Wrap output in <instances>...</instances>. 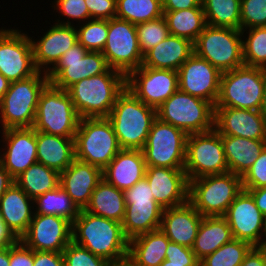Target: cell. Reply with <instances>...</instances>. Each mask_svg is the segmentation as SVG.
Here are the masks:
<instances>
[{
    "instance_id": "16",
    "label": "cell",
    "mask_w": 266,
    "mask_h": 266,
    "mask_svg": "<svg viewBox=\"0 0 266 266\" xmlns=\"http://www.w3.org/2000/svg\"><path fill=\"white\" fill-rule=\"evenodd\" d=\"M126 88L147 106L157 109L179 89L178 71L141 65L126 77Z\"/></svg>"
},
{
    "instance_id": "19",
    "label": "cell",
    "mask_w": 266,
    "mask_h": 266,
    "mask_svg": "<svg viewBox=\"0 0 266 266\" xmlns=\"http://www.w3.org/2000/svg\"><path fill=\"white\" fill-rule=\"evenodd\" d=\"M20 240L35 251L63 252L72 241V223L56 215L34 214Z\"/></svg>"
},
{
    "instance_id": "54",
    "label": "cell",
    "mask_w": 266,
    "mask_h": 266,
    "mask_svg": "<svg viewBox=\"0 0 266 266\" xmlns=\"http://www.w3.org/2000/svg\"><path fill=\"white\" fill-rule=\"evenodd\" d=\"M240 266H266L265 253L259 247H252Z\"/></svg>"
},
{
    "instance_id": "47",
    "label": "cell",
    "mask_w": 266,
    "mask_h": 266,
    "mask_svg": "<svg viewBox=\"0 0 266 266\" xmlns=\"http://www.w3.org/2000/svg\"><path fill=\"white\" fill-rule=\"evenodd\" d=\"M243 189H257L266 186V147L250 169L241 177Z\"/></svg>"
},
{
    "instance_id": "64",
    "label": "cell",
    "mask_w": 266,
    "mask_h": 266,
    "mask_svg": "<svg viewBox=\"0 0 266 266\" xmlns=\"http://www.w3.org/2000/svg\"><path fill=\"white\" fill-rule=\"evenodd\" d=\"M264 234H266V217H265V230H264Z\"/></svg>"
},
{
    "instance_id": "58",
    "label": "cell",
    "mask_w": 266,
    "mask_h": 266,
    "mask_svg": "<svg viewBox=\"0 0 266 266\" xmlns=\"http://www.w3.org/2000/svg\"><path fill=\"white\" fill-rule=\"evenodd\" d=\"M10 264V247L0 249V266H9Z\"/></svg>"
},
{
    "instance_id": "34",
    "label": "cell",
    "mask_w": 266,
    "mask_h": 266,
    "mask_svg": "<svg viewBox=\"0 0 266 266\" xmlns=\"http://www.w3.org/2000/svg\"><path fill=\"white\" fill-rule=\"evenodd\" d=\"M85 211L121 223L126 210L124 193L102 179L91 195Z\"/></svg>"
},
{
    "instance_id": "1",
    "label": "cell",
    "mask_w": 266,
    "mask_h": 266,
    "mask_svg": "<svg viewBox=\"0 0 266 266\" xmlns=\"http://www.w3.org/2000/svg\"><path fill=\"white\" fill-rule=\"evenodd\" d=\"M72 241L112 264L128 258L129 240L124 235L122 224L84 209L72 223Z\"/></svg>"
},
{
    "instance_id": "18",
    "label": "cell",
    "mask_w": 266,
    "mask_h": 266,
    "mask_svg": "<svg viewBox=\"0 0 266 266\" xmlns=\"http://www.w3.org/2000/svg\"><path fill=\"white\" fill-rule=\"evenodd\" d=\"M0 133V164L15 179L38 162L36 130L33 127L9 128Z\"/></svg>"
},
{
    "instance_id": "40",
    "label": "cell",
    "mask_w": 266,
    "mask_h": 266,
    "mask_svg": "<svg viewBox=\"0 0 266 266\" xmlns=\"http://www.w3.org/2000/svg\"><path fill=\"white\" fill-rule=\"evenodd\" d=\"M241 35L244 65L266 69V26L241 30Z\"/></svg>"
},
{
    "instance_id": "4",
    "label": "cell",
    "mask_w": 266,
    "mask_h": 266,
    "mask_svg": "<svg viewBox=\"0 0 266 266\" xmlns=\"http://www.w3.org/2000/svg\"><path fill=\"white\" fill-rule=\"evenodd\" d=\"M48 83L47 73L41 71L24 80L11 82L0 100V131L33 127L39 96Z\"/></svg>"
},
{
    "instance_id": "21",
    "label": "cell",
    "mask_w": 266,
    "mask_h": 266,
    "mask_svg": "<svg viewBox=\"0 0 266 266\" xmlns=\"http://www.w3.org/2000/svg\"><path fill=\"white\" fill-rule=\"evenodd\" d=\"M51 26L41 36L30 35L34 63L38 71L48 73L59 61L60 57L76 43L78 34L76 26L49 23ZM40 37V38H39Z\"/></svg>"
},
{
    "instance_id": "10",
    "label": "cell",
    "mask_w": 266,
    "mask_h": 266,
    "mask_svg": "<svg viewBox=\"0 0 266 266\" xmlns=\"http://www.w3.org/2000/svg\"><path fill=\"white\" fill-rule=\"evenodd\" d=\"M193 47L195 54L221 73L244 65L241 30L206 25Z\"/></svg>"
},
{
    "instance_id": "27",
    "label": "cell",
    "mask_w": 266,
    "mask_h": 266,
    "mask_svg": "<svg viewBox=\"0 0 266 266\" xmlns=\"http://www.w3.org/2000/svg\"><path fill=\"white\" fill-rule=\"evenodd\" d=\"M34 213V200L16 183L0 199L1 218L18 239L27 232Z\"/></svg>"
},
{
    "instance_id": "14",
    "label": "cell",
    "mask_w": 266,
    "mask_h": 266,
    "mask_svg": "<svg viewBox=\"0 0 266 266\" xmlns=\"http://www.w3.org/2000/svg\"><path fill=\"white\" fill-rule=\"evenodd\" d=\"M109 68L102 52L87 51L78 42L60 57L47 77L53 86L67 90L76 82L105 73Z\"/></svg>"
},
{
    "instance_id": "2",
    "label": "cell",
    "mask_w": 266,
    "mask_h": 266,
    "mask_svg": "<svg viewBox=\"0 0 266 266\" xmlns=\"http://www.w3.org/2000/svg\"><path fill=\"white\" fill-rule=\"evenodd\" d=\"M126 89V76L109 68L105 73L76 82L67 89L80 118L107 117Z\"/></svg>"
},
{
    "instance_id": "22",
    "label": "cell",
    "mask_w": 266,
    "mask_h": 266,
    "mask_svg": "<svg viewBox=\"0 0 266 266\" xmlns=\"http://www.w3.org/2000/svg\"><path fill=\"white\" fill-rule=\"evenodd\" d=\"M147 179L154 200L163 208H171L189 201V180L184 169L146 167Z\"/></svg>"
},
{
    "instance_id": "24",
    "label": "cell",
    "mask_w": 266,
    "mask_h": 266,
    "mask_svg": "<svg viewBox=\"0 0 266 266\" xmlns=\"http://www.w3.org/2000/svg\"><path fill=\"white\" fill-rule=\"evenodd\" d=\"M102 179L101 168L75 159L60 173L59 186L81 210L89 204L92 192Z\"/></svg>"
},
{
    "instance_id": "28",
    "label": "cell",
    "mask_w": 266,
    "mask_h": 266,
    "mask_svg": "<svg viewBox=\"0 0 266 266\" xmlns=\"http://www.w3.org/2000/svg\"><path fill=\"white\" fill-rule=\"evenodd\" d=\"M193 53L194 47L190 40L169 34L144 54L142 66L178 71Z\"/></svg>"
},
{
    "instance_id": "43",
    "label": "cell",
    "mask_w": 266,
    "mask_h": 266,
    "mask_svg": "<svg viewBox=\"0 0 266 266\" xmlns=\"http://www.w3.org/2000/svg\"><path fill=\"white\" fill-rule=\"evenodd\" d=\"M137 37L142 54L159 44L169 35L164 16L136 25Z\"/></svg>"
},
{
    "instance_id": "49",
    "label": "cell",
    "mask_w": 266,
    "mask_h": 266,
    "mask_svg": "<svg viewBox=\"0 0 266 266\" xmlns=\"http://www.w3.org/2000/svg\"><path fill=\"white\" fill-rule=\"evenodd\" d=\"M90 19L110 20L116 17V0H85Z\"/></svg>"
},
{
    "instance_id": "8",
    "label": "cell",
    "mask_w": 266,
    "mask_h": 266,
    "mask_svg": "<svg viewBox=\"0 0 266 266\" xmlns=\"http://www.w3.org/2000/svg\"><path fill=\"white\" fill-rule=\"evenodd\" d=\"M157 118L187 135L214 129L215 108L199 97L177 90L156 109Z\"/></svg>"
},
{
    "instance_id": "62",
    "label": "cell",
    "mask_w": 266,
    "mask_h": 266,
    "mask_svg": "<svg viewBox=\"0 0 266 266\" xmlns=\"http://www.w3.org/2000/svg\"><path fill=\"white\" fill-rule=\"evenodd\" d=\"M259 248H260L264 253H266V234H264V237H263L262 243L260 244Z\"/></svg>"
},
{
    "instance_id": "5",
    "label": "cell",
    "mask_w": 266,
    "mask_h": 266,
    "mask_svg": "<svg viewBox=\"0 0 266 266\" xmlns=\"http://www.w3.org/2000/svg\"><path fill=\"white\" fill-rule=\"evenodd\" d=\"M74 140L75 159L102 170L121 150L107 117L81 118Z\"/></svg>"
},
{
    "instance_id": "38",
    "label": "cell",
    "mask_w": 266,
    "mask_h": 266,
    "mask_svg": "<svg viewBox=\"0 0 266 266\" xmlns=\"http://www.w3.org/2000/svg\"><path fill=\"white\" fill-rule=\"evenodd\" d=\"M241 0H202L206 24L240 30Z\"/></svg>"
},
{
    "instance_id": "15",
    "label": "cell",
    "mask_w": 266,
    "mask_h": 266,
    "mask_svg": "<svg viewBox=\"0 0 266 266\" xmlns=\"http://www.w3.org/2000/svg\"><path fill=\"white\" fill-rule=\"evenodd\" d=\"M9 27L0 28V73L15 82L35 75L38 70L29 32Z\"/></svg>"
},
{
    "instance_id": "51",
    "label": "cell",
    "mask_w": 266,
    "mask_h": 266,
    "mask_svg": "<svg viewBox=\"0 0 266 266\" xmlns=\"http://www.w3.org/2000/svg\"><path fill=\"white\" fill-rule=\"evenodd\" d=\"M34 250L28 248L20 239L10 246L9 266H33Z\"/></svg>"
},
{
    "instance_id": "42",
    "label": "cell",
    "mask_w": 266,
    "mask_h": 266,
    "mask_svg": "<svg viewBox=\"0 0 266 266\" xmlns=\"http://www.w3.org/2000/svg\"><path fill=\"white\" fill-rule=\"evenodd\" d=\"M76 29L78 42L87 51L102 52L108 36V20L90 19Z\"/></svg>"
},
{
    "instance_id": "20",
    "label": "cell",
    "mask_w": 266,
    "mask_h": 266,
    "mask_svg": "<svg viewBox=\"0 0 266 266\" xmlns=\"http://www.w3.org/2000/svg\"><path fill=\"white\" fill-rule=\"evenodd\" d=\"M222 73L207 60L193 53L178 69L179 90L215 106Z\"/></svg>"
},
{
    "instance_id": "39",
    "label": "cell",
    "mask_w": 266,
    "mask_h": 266,
    "mask_svg": "<svg viewBox=\"0 0 266 266\" xmlns=\"http://www.w3.org/2000/svg\"><path fill=\"white\" fill-rule=\"evenodd\" d=\"M162 0H116V18L137 25L163 16Z\"/></svg>"
},
{
    "instance_id": "17",
    "label": "cell",
    "mask_w": 266,
    "mask_h": 266,
    "mask_svg": "<svg viewBox=\"0 0 266 266\" xmlns=\"http://www.w3.org/2000/svg\"><path fill=\"white\" fill-rule=\"evenodd\" d=\"M231 228L233 239L259 247L265 230V216L257 208L252 195L242 190L223 216Z\"/></svg>"
},
{
    "instance_id": "61",
    "label": "cell",
    "mask_w": 266,
    "mask_h": 266,
    "mask_svg": "<svg viewBox=\"0 0 266 266\" xmlns=\"http://www.w3.org/2000/svg\"><path fill=\"white\" fill-rule=\"evenodd\" d=\"M159 266H200V264H177L164 260Z\"/></svg>"
},
{
    "instance_id": "48",
    "label": "cell",
    "mask_w": 266,
    "mask_h": 266,
    "mask_svg": "<svg viewBox=\"0 0 266 266\" xmlns=\"http://www.w3.org/2000/svg\"><path fill=\"white\" fill-rule=\"evenodd\" d=\"M165 260L177 264H200L192 248L171 241L166 249Z\"/></svg>"
},
{
    "instance_id": "46",
    "label": "cell",
    "mask_w": 266,
    "mask_h": 266,
    "mask_svg": "<svg viewBox=\"0 0 266 266\" xmlns=\"http://www.w3.org/2000/svg\"><path fill=\"white\" fill-rule=\"evenodd\" d=\"M65 266H111L108 260L94 255L71 241L63 250Z\"/></svg>"
},
{
    "instance_id": "44",
    "label": "cell",
    "mask_w": 266,
    "mask_h": 266,
    "mask_svg": "<svg viewBox=\"0 0 266 266\" xmlns=\"http://www.w3.org/2000/svg\"><path fill=\"white\" fill-rule=\"evenodd\" d=\"M51 2L52 6L50 7H52L53 12L56 11L59 16L57 17L59 19H55V21H53L54 23L74 26V21L78 23L75 25H79L87 20H90L85 0H53Z\"/></svg>"
},
{
    "instance_id": "53",
    "label": "cell",
    "mask_w": 266,
    "mask_h": 266,
    "mask_svg": "<svg viewBox=\"0 0 266 266\" xmlns=\"http://www.w3.org/2000/svg\"><path fill=\"white\" fill-rule=\"evenodd\" d=\"M163 11H177L194 7H203L202 0H162Z\"/></svg>"
},
{
    "instance_id": "3",
    "label": "cell",
    "mask_w": 266,
    "mask_h": 266,
    "mask_svg": "<svg viewBox=\"0 0 266 266\" xmlns=\"http://www.w3.org/2000/svg\"><path fill=\"white\" fill-rule=\"evenodd\" d=\"M121 149L142 150L146 144L156 109L147 106L126 88L107 116Z\"/></svg>"
},
{
    "instance_id": "9",
    "label": "cell",
    "mask_w": 266,
    "mask_h": 266,
    "mask_svg": "<svg viewBox=\"0 0 266 266\" xmlns=\"http://www.w3.org/2000/svg\"><path fill=\"white\" fill-rule=\"evenodd\" d=\"M80 119L67 90L49 82L39 96L33 128L46 134L75 137Z\"/></svg>"
},
{
    "instance_id": "30",
    "label": "cell",
    "mask_w": 266,
    "mask_h": 266,
    "mask_svg": "<svg viewBox=\"0 0 266 266\" xmlns=\"http://www.w3.org/2000/svg\"><path fill=\"white\" fill-rule=\"evenodd\" d=\"M229 172L243 176L266 147V139L221 135Z\"/></svg>"
},
{
    "instance_id": "31",
    "label": "cell",
    "mask_w": 266,
    "mask_h": 266,
    "mask_svg": "<svg viewBox=\"0 0 266 266\" xmlns=\"http://www.w3.org/2000/svg\"><path fill=\"white\" fill-rule=\"evenodd\" d=\"M169 242L161 229L141 234L129 240L127 260L133 266H159Z\"/></svg>"
},
{
    "instance_id": "6",
    "label": "cell",
    "mask_w": 266,
    "mask_h": 266,
    "mask_svg": "<svg viewBox=\"0 0 266 266\" xmlns=\"http://www.w3.org/2000/svg\"><path fill=\"white\" fill-rule=\"evenodd\" d=\"M243 190L241 176L226 172L189 180V202L203 217L224 216Z\"/></svg>"
},
{
    "instance_id": "37",
    "label": "cell",
    "mask_w": 266,
    "mask_h": 266,
    "mask_svg": "<svg viewBox=\"0 0 266 266\" xmlns=\"http://www.w3.org/2000/svg\"><path fill=\"white\" fill-rule=\"evenodd\" d=\"M34 209V214L56 215L71 223L74 222L80 212V209L61 186L36 197Z\"/></svg>"
},
{
    "instance_id": "25",
    "label": "cell",
    "mask_w": 266,
    "mask_h": 266,
    "mask_svg": "<svg viewBox=\"0 0 266 266\" xmlns=\"http://www.w3.org/2000/svg\"><path fill=\"white\" fill-rule=\"evenodd\" d=\"M202 219L203 216L188 201L165 208L160 229L171 242L192 248Z\"/></svg>"
},
{
    "instance_id": "29",
    "label": "cell",
    "mask_w": 266,
    "mask_h": 266,
    "mask_svg": "<svg viewBox=\"0 0 266 266\" xmlns=\"http://www.w3.org/2000/svg\"><path fill=\"white\" fill-rule=\"evenodd\" d=\"M75 137H62L36 131L37 161L63 172L75 160Z\"/></svg>"
},
{
    "instance_id": "11",
    "label": "cell",
    "mask_w": 266,
    "mask_h": 266,
    "mask_svg": "<svg viewBox=\"0 0 266 266\" xmlns=\"http://www.w3.org/2000/svg\"><path fill=\"white\" fill-rule=\"evenodd\" d=\"M188 135L156 118L142 152L147 167L184 169Z\"/></svg>"
},
{
    "instance_id": "13",
    "label": "cell",
    "mask_w": 266,
    "mask_h": 266,
    "mask_svg": "<svg viewBox=\"0 0 266 266\" xmlns=\"http://www.w3.org/2000/svg\"><path fill=\"white\" fill-rule=\"evenodd\" d=\"M107 64L126 77L143 63L136 25L119 18L108 20V36L102 50Z\"/></svg>"
},
{
    "instance_id": "33",
    "label": "cell",
    "mask_w": 266,
    "mask_h": 266,
    "mask_svg": "<svg viewBox=\"0 0 266 266\" xmlns=\"http://www.w3.org/2000/svg\"><path fill=\"white\" fill-rule=\"evenodd\" d=\"M232 239L231 228L223 216L203 217L192 251L201 261Z\"/></svg>"
},
{
    "instance_id": "59",
    "label": "cell",
    "mask_w": 266,
    "mask_h": 266,
    "mask_svg": "<svg viewBox=\"0 0 266 266\" xmlns=\"http://www.w3.org/2000/svg\"><path fill=\"white\" fill-rule=\"evenodd\" d=\"M10 83L11 82L7 80L5 76H3L0 73V100L2 99V97L5 95V93L9 89Z\"/></svg>"
},
{
    "instance_id": "56",
    "label": "cell",
    "mask_w": 266,
    "mask_h": 266,
    "mask_svg": "<svg viewBox=\"0 0 266 266\" xmlns=\"http://www.w3.org/2000/svg\"><path fill=\"white\" fill-rule=\"evenodd\" d=\"M247 190L255 200L257 208L266 217V186L257 189H244Z\"/></svg>"
},
{
    "instance_id": "60",
    "label": "cell",
    "mask_w": 266,
    "mask_h": 266,
    "mask_svg": "<svg viewBox=\"0 0 266 266\" xmlns=\"http://www.w3.org/2000/svg\"><path fill=\"white\" fill-rule=\"evenodd\" d=\"M259 111L266 120V85L264 88V93H263L262 102H261V106H260Z\"/></svg>"
},
{
    "instance_id": "41",
    "label": "cell",
    "mask_w": 266,
    "mask_h": 266,
    "mask_svg": "<svg viewBox=\"0 0 266 266\" xmlns=\"http://www.w3.org/2000/svg\"><path fill=\"white\" fill-rule=\"evenodd\" d=\"M252 246L232 239L200 261V266H240Z\"/></svg>"
},
{
    "instance_id": "52",
    "label": "cell",
    "mask_w": 266,
    "mask_h": 266,
    "mask_svg": "<svg viewBox=\"0 0 266 266\" xmlns=\"http://www.w3.org/2000/svg\"><path fill=\"white\" fill-rule=\"evenodd\" d=\"M33 266H65L63 253L34 250Z\"/></svg>"
},
{
    "instance_id": "45",
    "label": "cell",
    "mask_w": 266,
    "mask_h": 266,
    "mask_svg": "<svg viewBox=\"0 0 266 266\" xmlns=\"http://www.w3.org/2000/svg\"><path fill=\"white\" fill-rule=\"evenodd\" d=\"M266 26V0H241L240 30Z\"/></svg>"
},
{
    "instance_id": "26",
    "label": "cell",
    "mask_w": 266,
    "mask_h": 266,
    "mask_svg": "<svg viewBox=\"0 0 266 266\" xmlns=\"http://www.w3.org/2000/svg\"><path fill=\"white\" fill-rule=\"evenodd\" d=\"M146 167L142 150L121 149L102 170V177L107 183L124 191L145 177Z\"/></svg>"
},
{
    "instance_id": "12",
    "label": "cell",
    "mask_w": 266,
    "mask_h": 266,
    "mask_svg": "<svg viewBox=\"0 0 266 266\" xmlns=\"http://www.w3.org/2000/svg\"><path fill=\"white\" fill-rule=\"evenodd\" d=\"M184 171L188 180L229 172L222 138L215 129L188 135Z\"/></svg>"
},
{
    "instance_id": "32",
    "label": "cell",
    "mask_w": 266,
    "mask_h": 266,
    "mask_svg": "<svg viewBox=\"0 0 266 266\" xmlns=\"http://www.w3.org/2000/svg\"><path fill=\"white\" fill-rule=\"evenodd\" d=\"M125 205L121 224L128 240L160 229L164 209L157 202H134Z\"/></svg>"
},
{
    "instance_id": "50",
    "label": "cell",
    "mask_w": 266,
    "mask_h": 266,
    "mask_svg": "<svg viewBox=\"0 0 266 266\" xmlns=\"http://www.w3.org/2000/svg\"><path fill=\"white\" fill-rule=\"evenodd\" d=\"M123 193L125 204H133L134 202H156L151 187L145 177L139 180L130 189L124 190Z\"/></svg>"
},
{
    "instance_id": "36",
    "label": "cell",
    "mask_w": 266,
    "mask_h": 266,
    "mask_svg": "<svg viewBox=\"0 0 266 266\" xmlns=\"http://www.w3.org/2000/svg\"><path fill=\"white\" fill-rule=\"evenodd\" d=\"M14 180L34 200L39 195L52 191L59 186L60 173L36 162Z\"/></svg>"
},
{
    "instance_id": "7",
    "label": "cell",
    "mask_w": 266,
    "mask_h": 266,
    "mask_svg": "<svg viewBox=\"0 0 266 266\" xmlns=\"http://www.w3.org/2000/svg\"><path fill=\"white\" fill-rule=\"evenodd\" d=\"M266 69L243 65L222 73L219 96L214 107L260 110Z\"/></svg>"
},
{
    "instance_id": "63",
    "label": "cell",
    "mask_w": 266,
    "mask_h": 266,
    "mask_svg": "<svg viewBox=\"0 0 266 266\" xmlns=\"http://www.w3.org/2000/svg\"><path fill=\"white\" fill-rule=\"evenodd\" d=\"M111 266H133L128 260L120 262V263H114Z\"/></svg>"
},
{
    "instance_id": "35",
    "label": "cell",
    "mask_w": 266,
    "mask_h": 266,
    "mask_svg": "<svg viewBox=\"0 0 266 266\" xmlns=\"http://www.w3.org/2000/svg\"><path fill=\"white\" fill-rule=\"evenodd\" d=\"M163 12L169 34L188 39L192 43L207 25L203 7Z\"/></svg>"
},
{
    "instance_id": "57",
    "label": "cell",
    "mask_w": 266,
    "mask_h": 266,
    "mask_svg": "<svg viewBox=\"0 0 266 266\" xmlns=\"http://www.w3.org/2000/svg\"><path fill=\"white\" fill-rule=\"evenodd\" d=\"M15 183L14 178L9 172L0 164V199L5 194L7 189Z\"/></svg>"
},
{
    "instance_id": "23",
    "label": "cell",
    "mask_w": 266,
    "mask_h": 266,
    "mask_svg": "<svg viewBox=\"0 0 266 266\" xmlns=\"http://www.w3.org/2000/svg\"><path fill=\"white\" fill-rule=\"evenodd\" d=\"M214 129L220 135L266 139V120L257 110L214 107Z\"/></svg>"
},
{
    "instance_id": "55",
    "label": "cell",
    "mask_w": 266,
    "mask_h": 266,
    "mask_svg": "<svg viewBox=\"0 0 266 266\" xmlns=\"http://www.w3.org/2000/svg\"><path fill=\"white\" fill-rule=\"evenodd\" d=\"M19 239L12 233L6 226L0 214V249L10 247L15 244Z\"/></svg>"
}]
</instances>
